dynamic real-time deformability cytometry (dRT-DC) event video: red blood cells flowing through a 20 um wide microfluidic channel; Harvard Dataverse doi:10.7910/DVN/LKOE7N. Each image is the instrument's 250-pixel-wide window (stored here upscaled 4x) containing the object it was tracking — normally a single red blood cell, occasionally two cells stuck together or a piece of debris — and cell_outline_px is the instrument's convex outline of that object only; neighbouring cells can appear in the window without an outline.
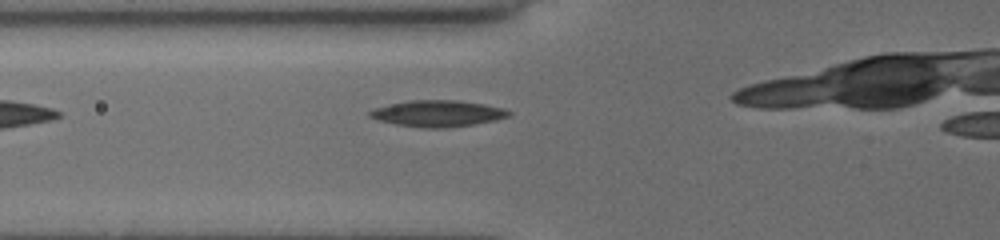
{"species": "common noctule bat (a hibernating species)", "species_latin": "Nyctalus noctula", "temperature_condition": "cold", "stored_images_in_passage": 6, "camera_frame_rate_fps": 3000, "um_per_image_px": 0.085, "animal": {"sex": "female", "body_mass_g": 19.5, "forearm_length_mm": 54.1}, "frame": {"image": 1, "passage_image": 2, "time_ms": 0.333, "image_size_px": [1000, 240], "cell_outline_px": [[512, 112], [508, 116], [496, 120], [472, 124], [444, 128], [424, 128], [396, 124], [380, 120], [368, 116], [368, 112], [376, 108], [392, 104], [412, 100], [452, 100], [484, 104], [500, 108]], "centroid_in_image_um": [37.2, 9.65], "position_along_channel_um": 88.6, "area_um2": 20.87}}
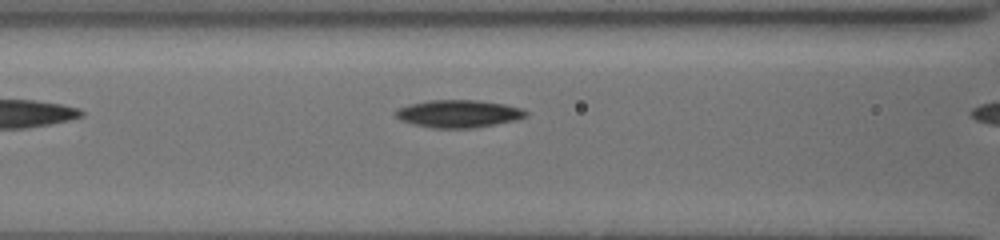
{"frame": {"image": 2, "passage_image": 5, "time_ms": 1.333, "image_size_px": [1000, 240], "cell_outline_px": [[528, 116], [516, 120], [476, 128], [432, 128], [412, 124], [400, 120], [396, 116], [396, 112], [400, 108], [408, 104], [428, 100], [476, 100], [504, 104], [520, 108], [528, 112]], "centroid_in_image_um": [38.98, 9.67], "position_along_channel_um": 127.6, "area_um2": 20.98}}